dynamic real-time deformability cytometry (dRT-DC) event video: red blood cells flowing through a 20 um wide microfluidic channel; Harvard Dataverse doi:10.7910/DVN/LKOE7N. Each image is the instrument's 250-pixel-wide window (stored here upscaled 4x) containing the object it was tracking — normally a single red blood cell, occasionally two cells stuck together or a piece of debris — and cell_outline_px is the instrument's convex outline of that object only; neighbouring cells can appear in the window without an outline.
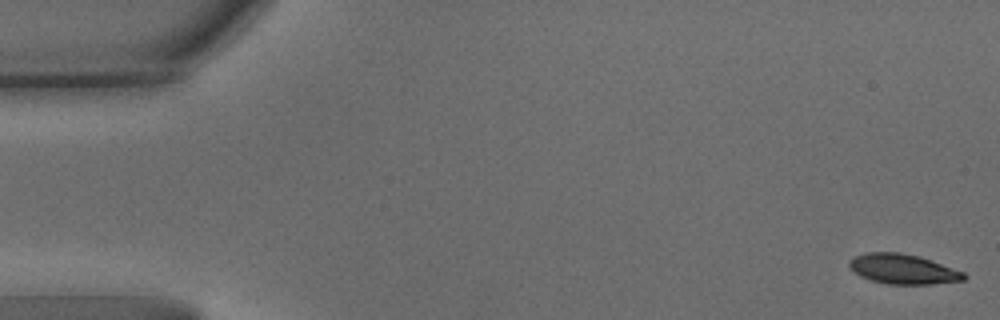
{"species": "common noctule bat (a hibernating species)", "species_latin": "Nyctalus noctula", "temperature_condition": "warm", "stored_images_in_passage": 62, "camera_frame_rate_fps": 3000, "um_per_image_px": 0.085, "animal": {"sex": "male", "body_mass_g": 15.6}, "frame": {"image": 1, "passage_image": 1, "time_ms": 0.0, "image_size_px": [1000, 320], "cell_outline_px": [[968, 276], [964, 280], [932, 284], [888, 284], [872, 280], [860, 276], [852, 272], [848, 264], [848, 260], [852, 256], [868, 252], [900, 252], [920, 256], [964, 272]], "centroid_in_image_um": [76.72, 22.86], "position_along_channel_um": 8.3, "area_um2": 20.17}}
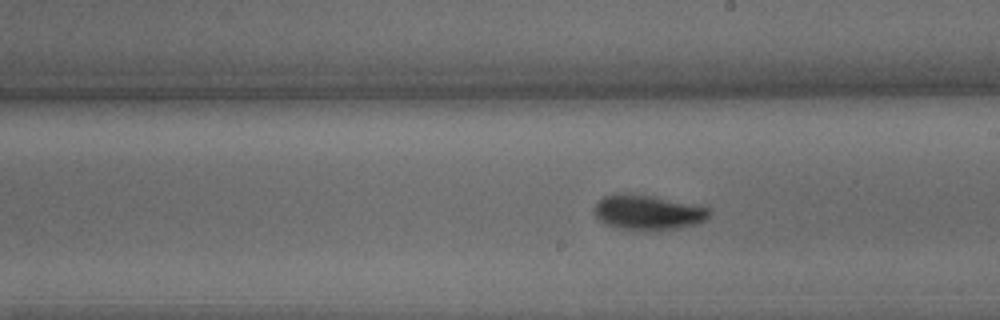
{"frame": {"image": 2, "passage_image": 35, "time_ms": 11.333, "image_size_px": [1000, 320], "cell_outline_px": [[712, 212], [704, 220], [696, 224], [680, 228], [620, 228], [604, 224], [592, 212], [592, 208], [604, 196], [652, 196], [708, 208]], "centroid_in_image_um": [55.06, 18.07], "position_along_channel_um": 233.9, "area_um2": 22.02}}
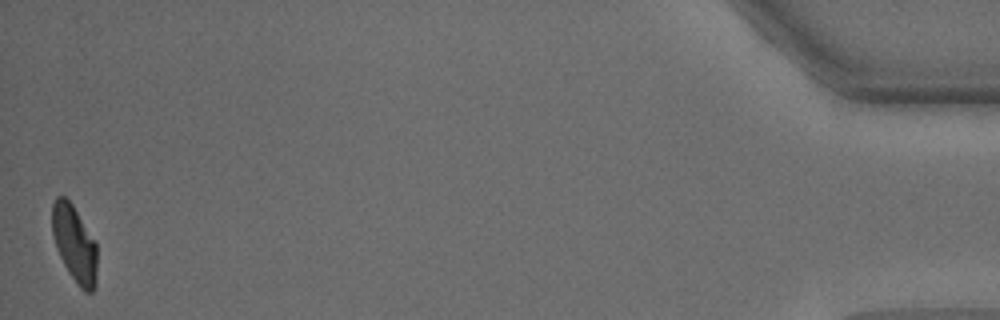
{"frame": {"image": 3, "passage_image": 62, "time_ms": 20.333, "image_size_px": [1000, 320], "cell_outline_px": [[96, 284], [92, 292], [84, 292], [80, 288], [68, 272], [60, 256], [52, 232], [52, 204], [56, 196], [64, 196], [72, 204], [96, 244]], "centroid_in_image_um": [6.32, 20.74], "position_along_channel_um": 428.9, "area_um2": 19.71}, "authors_computed_cell_mechanics": {"area_um2": 21.7328, "velocity_mm_per_s": 3.2136, "shape_relaxation_time_tau1_ms": 3.5038, "shape_relaxation_time_tau2_ms": 2.487, "deformation_change_tau1": 0.1485, "deformation_change_tau2": 0.0757}}